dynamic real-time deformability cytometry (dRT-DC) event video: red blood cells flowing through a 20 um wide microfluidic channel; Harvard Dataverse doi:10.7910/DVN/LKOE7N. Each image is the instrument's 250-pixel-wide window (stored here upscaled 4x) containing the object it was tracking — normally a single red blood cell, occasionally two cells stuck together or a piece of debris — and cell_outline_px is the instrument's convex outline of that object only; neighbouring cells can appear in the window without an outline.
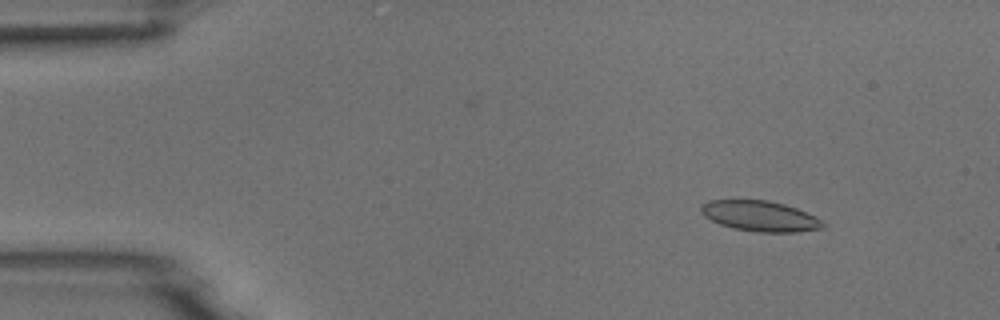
{"species": "common noctule bat (a hibernating species)", "species_latin": "Nyctalus noctula", "temperature_condition": "room temperature", "stored_images_in_passage": 6, "camera_frame_rate_fps": 3000, "um_per_image_px": 0.085, "animal": {"sex": "male", "body_mass_g": 18.8}, "frame": {"image": 1, "passage_image": 1, "time_ms": 0.0, "image_size_px": [1000, 320], "cell_outline_px": [[828, 224], [824, 228], [796, 232], [760, 232], [732, 228], [720, 224], [704, 216], [700, 212], [700, 208], [708, 200], [768, 200], [784, 204], [796, 208], [816, 216]], "centroid_in_image_um": [64.64, 18.37], "position_along_channel_um": 20.4, "area_um2": 21.73}}
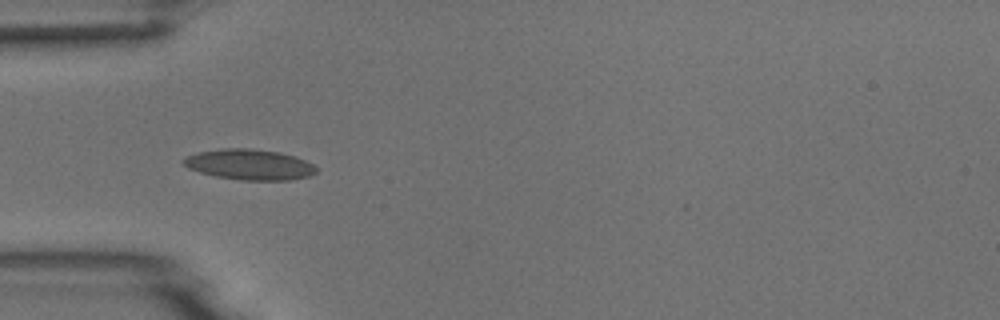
{"frame": {"image": 2, "passage_image": 4, "time_ms": 3.333, "image_size_px": [1000, 320], "cell_outline_px": [[320, 168], [316, 172], [308, 176], [288, 180], [240, 180], [216, 176], [200, 172], [188, 168], [180, 160], [188, 156], [200, 152], [220, 148], [248, 148], [280, 152], [304, 160]], "centroid_in_image_um": [21.2, 13.98], "position_along_channel_um": 63.8, "area_um2": 23.52}}